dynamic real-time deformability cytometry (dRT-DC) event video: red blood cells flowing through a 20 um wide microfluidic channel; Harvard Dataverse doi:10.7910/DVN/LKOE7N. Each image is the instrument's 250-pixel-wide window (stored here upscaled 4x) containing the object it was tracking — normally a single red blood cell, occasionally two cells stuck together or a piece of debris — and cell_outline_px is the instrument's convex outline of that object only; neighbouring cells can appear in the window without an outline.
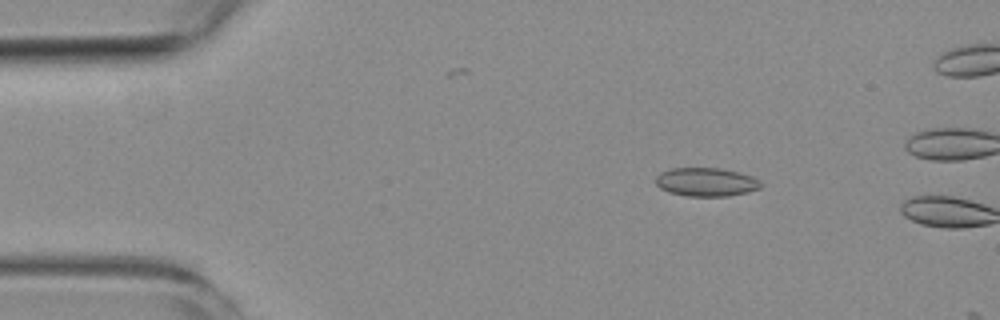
{"species": "common noctule bat (a hibernating species)", "species_latin": "Nyctalus noctula", "temperature_condition": "room temperature", "stored_images_in_passage": 3, "camera_frame_rate_fps": 3000, "um_per_image_px": 0.085, "animal": {"sex": "female", "body_mass_g": 19.3, "forearm_length_mm": 54.1}, "frame": {"image": 1, "passage_image": 2, "time_ms": 1.0, "image_size_px": [1000, 320], "cell_outline_px": [[760, 188], [748, 192], [728, 196], [684, 196], [668, 192], [660, 188], [656, 184], [656, 176], [660, 172], [672, 168], [720, 168], [752, 176], [760, 180]], "centroid_in_image_um": [59.99, 15.48], "position_along_channel_um": 25.0, "area_um2": 17.51}}